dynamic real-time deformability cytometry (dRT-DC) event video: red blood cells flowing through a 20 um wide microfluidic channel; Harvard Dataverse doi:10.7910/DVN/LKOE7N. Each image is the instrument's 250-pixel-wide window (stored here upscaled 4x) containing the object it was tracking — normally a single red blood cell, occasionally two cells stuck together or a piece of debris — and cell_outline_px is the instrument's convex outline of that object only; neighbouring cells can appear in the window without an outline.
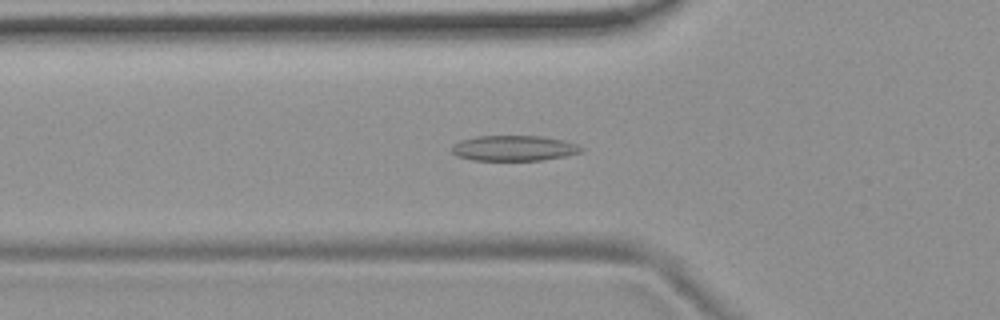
{"species": "common noctule bat (a hibernating species)", "species_latin": "Nyctalus noctula", "temperature_condition": "room temperature", "stored_images_in_passage": 54, "camera_frame_rate_fps": 3000, "um_per_image_px": 0.085, "animal": {"sex": "female", "body_mass_g": 19.9}, "frame": {"image": 1, "passage_image": 18, "time_ms": 5.667, "image_size_px": [1000, 320], "cell_outline_px": [[584, 148], [580, 152], [568, 156], [544, 160], [472, 160], [456, 156], [452, 152], [452, 144], [460, 140], [476, 136], [540, 136], [560, 140], [576, 144]], "centroid_in_image_um": [43.65, 12.6], "position_along_channel_um": 82.2, "area_um2": 19.19}}
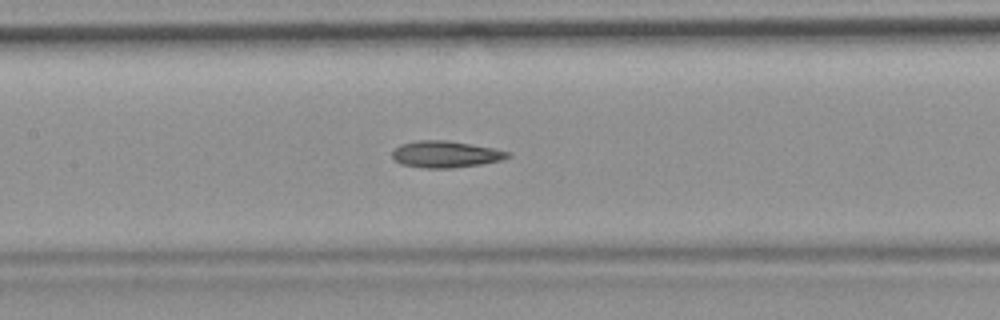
{"frame": {"image": 2, "passage_image": 25, "time_ms": 8.0, "image_size_px": [1000, 320], "cell_outline_px": [[512, 156], [504, 160], [480, 164], [452, 168], [424, 168], [400, 164], [392, 156], [392, 152], [400, 144], [416, 140], [448, 140], [472, 144], [512, 152]], "centroid_in_image_um": [37.91, 13.11], "position_along_channel_um": 169.5, "area_um2": 18.09}}
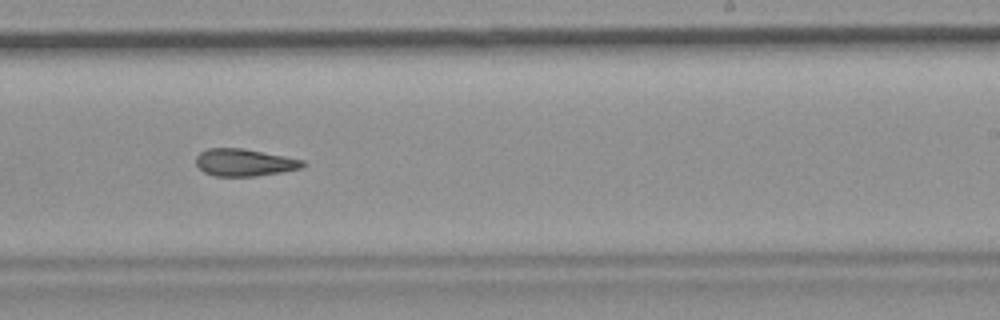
{"frame": {"image": 3, "passage_image": 33, "time_ms": 10.667, "image_size_px": [1000, 320], "cell_outline_px": [[308, 164], [304, 168], [256, 176], [212, 176], [204, 172], [196, 164], [196, 156], [200, 152], [208, 148], [244, 148], [304, 160]], "centroid_in_image_um": [20.79, 13.81], "position_along_channel_um": 268.2, "area_um2": 17.11}, "authors_computed_cell_mechanics": {"area_um2": 18.0336, "velocity_mm_per_s": 3.724, "shape_relaxation_time_tau1_ms": null, "shape_relaxation_time_tau2_ms": 7.7066, "deformation_change_tau1": null, "deformation_change_tau2": 0.1705}}